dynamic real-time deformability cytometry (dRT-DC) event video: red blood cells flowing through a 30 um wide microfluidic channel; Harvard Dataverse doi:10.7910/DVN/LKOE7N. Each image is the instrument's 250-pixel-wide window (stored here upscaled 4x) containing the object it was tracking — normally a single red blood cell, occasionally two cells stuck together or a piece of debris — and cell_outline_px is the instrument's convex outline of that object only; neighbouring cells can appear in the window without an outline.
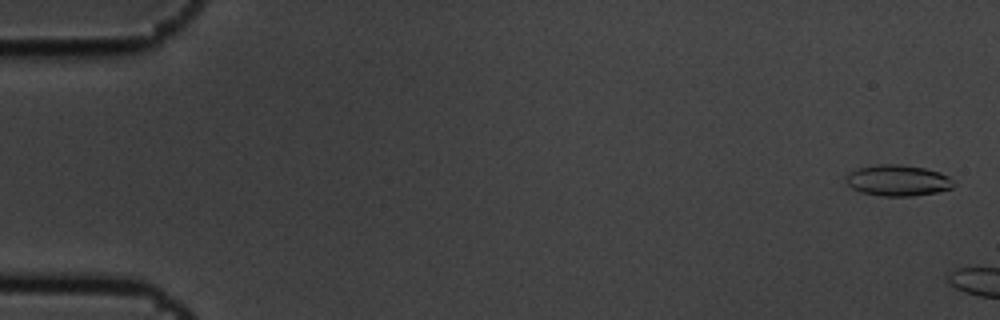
{"species": "common noctule bat (a hibernating species)", "species_latin": "Nyctalus noctula", "temperature_condition": "cold", "stored_images_in_passage": 4, "camera_frame_rate_fps": 3000, "um_per_image_px": 0.085, "animal": {"sex": "male", "body_mass_g": 19.5, "forearm_length_mm": 54.6}, "frame": {"image": 1, "passage_image": 1, "time_ms": 0.0, "image_size_px": [1000, 320], "cell_outline_px": [[956, 184], [952, 188], [936, 192], [912, 196], [880, 196], [860, 192], [852, 188], [844, 180], [844, 176], [848, 172], [856, 168], [876, 164], [900, 164], [924, 168], [940, 172], [948, 176]], "centroid_in_image_um": [76.27, 15.33], "position_along_channel_um": 8.7, "area_um2": 19.77}}